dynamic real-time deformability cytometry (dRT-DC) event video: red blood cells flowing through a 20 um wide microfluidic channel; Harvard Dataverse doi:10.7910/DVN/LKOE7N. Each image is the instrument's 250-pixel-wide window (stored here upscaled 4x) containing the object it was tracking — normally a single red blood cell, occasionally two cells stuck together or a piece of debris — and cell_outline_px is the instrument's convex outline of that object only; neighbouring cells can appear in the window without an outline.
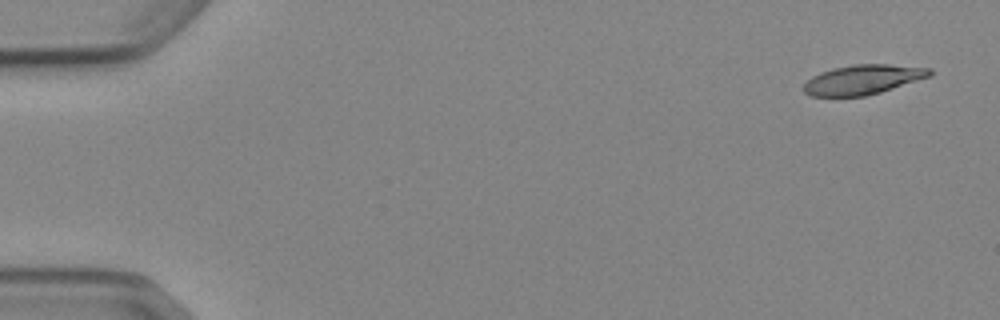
{"species": "Egyptian fruit bat (a non-hibernating species)", "species_latin": "Rousettus aegyptiacus", "temperature_condition": "cold", "stored_images_in_passage": 4, "camera_frame_rate_fps": 3000, "um_per_image_px": 0.085, "animal": {"sex": "female"}, "frame": {"image": 1, "passage_image": 1, "time_ms": 0.0, "image_size_px": [1000, 320], "cell_outline_px": [[932, 76], [880, 92], [864, 96], [812, 96], [804, 92], [804, 84], [812, 76], [820, 72], [832, 68], [856, 64], [888, 64], [932, 68]], "centroid_in_image_um": [73.37, 6.76], "position_along_channel_um": 11.6, "area_um2": 21.73}}
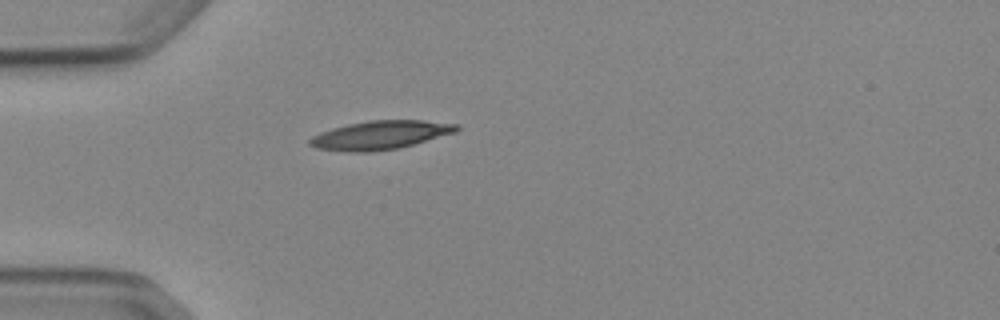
{"frame": {"image": 2, "passage_image": 4, "time_ms": 4.333, "image_size_px": [1000, 320], "cell_outline_px": [[460, 128], [456, 132], [412, 144], [396, 148], [368, 152], [348, 152], [316, 148], [308, 144], [308, 140], [312, 136], [320, 132], [332, 128], [348, 124], [368, 120], [424, 120], [460, 124]], "centroid_in_image_um": [32.3, 11.47], "position_along_channel_um": 52.7, "area_um2": 24.45}}